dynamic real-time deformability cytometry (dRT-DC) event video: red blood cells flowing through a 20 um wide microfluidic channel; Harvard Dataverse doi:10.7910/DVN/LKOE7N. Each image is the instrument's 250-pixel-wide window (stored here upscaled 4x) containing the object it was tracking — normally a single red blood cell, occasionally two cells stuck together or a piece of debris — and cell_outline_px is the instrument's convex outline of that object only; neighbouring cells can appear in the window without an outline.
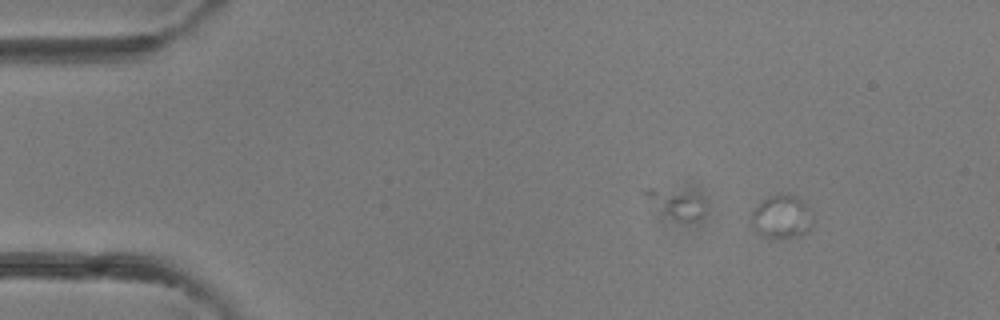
{"species": "common noctule bat (a hibernating species)", "species_latin": "Nyctalus noctula", "temperature_condition": "room temperature", "stored_images_in_passage": 8, "camera_frame_rate_fps": 3000, "um_per_image_px": 0.085, "animal": {"sex": "female"}, "frame": {"image": 1, "passage_image": 8, "time_ms": 2.333, "image_size_px": [1000, 320], "cell_outline_px": [[812, 224], [808, 232], [800, 236], [764, 236], [756, 232], [752, 228], [752, 212], [760, 200], [768, 196], [780, 192], [788, 192], [796, 196], [812, 212]], "centroid_in_image_um": [66.44, 18.37], "position_along_channel_um": 18.6, "area_um2": 15.61}}